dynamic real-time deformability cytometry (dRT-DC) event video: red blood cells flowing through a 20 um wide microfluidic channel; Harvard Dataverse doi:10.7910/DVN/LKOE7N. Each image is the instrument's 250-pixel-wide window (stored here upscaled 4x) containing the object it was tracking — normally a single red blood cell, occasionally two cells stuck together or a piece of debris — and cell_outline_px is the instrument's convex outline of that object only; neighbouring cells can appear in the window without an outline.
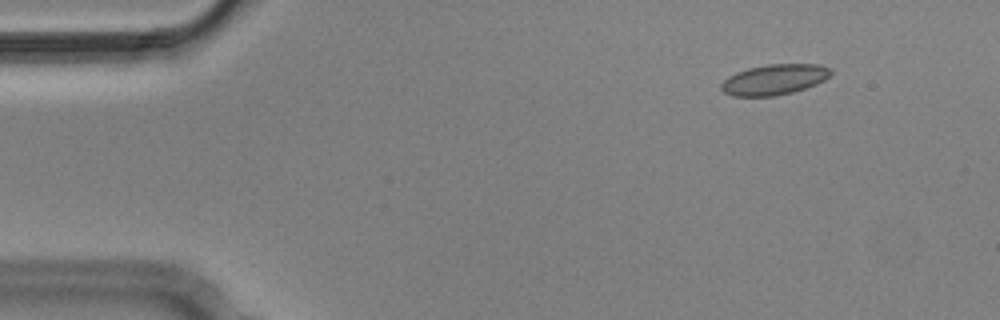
{"species": "Egyptian fruit bat (a non-hibernating species)", "species_latin": "Rousettus aegyptiacus", "temperature_condition": "cold", "stored_images_in_passage": 6, "camera_frame_rate_fps": 3000, "um_per_image_px": 0.085, "animal": {"sex": "male"}, "frame": {"image": 1, "passage_image": 2, "time_ms": 0.333, "image_size_px": [1000, 320], "cell_outline_px": [[832, 72], [824, 80], [816, 84], [792, 92], [776, 96], [732, 96], [724, 92], [720, 88], [720, 84], [728, 76], [736, 72], [748, 68], [768, 64], [820, 64], [832, 68]], "centroid_in_image_um": [65.8, 6.75], "position_along_channel_um": 19.2, "area_um2": 19.54}}
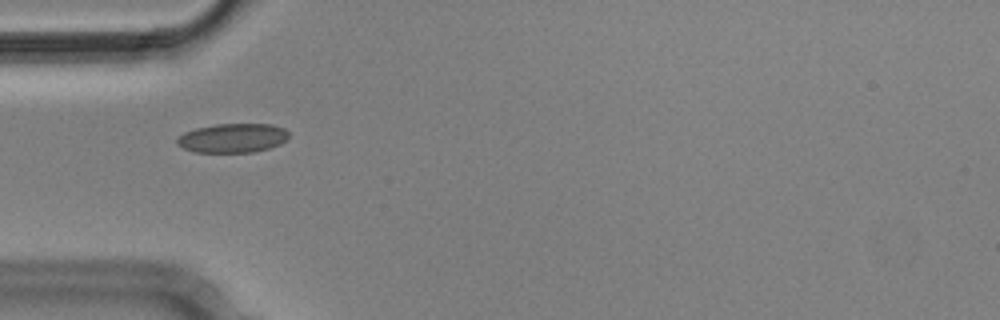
{"frame": {"image": 2, "passage_image": 5, "time_ms": 1.333, "image_size_px": [1000, 320], "cell_outline_px": [[288, 140], [280, 144], [268, 148], [252, 152], [192, 152], [176, 144], [176, 140], [184, 132], [196, 128], [216, 124], [272, 124], [284, 128], [288, 132]], "centroid_in_image_um": [19.78, 11.73], "position_along_channel_um": 65.2, "area_um2": 19.02}}
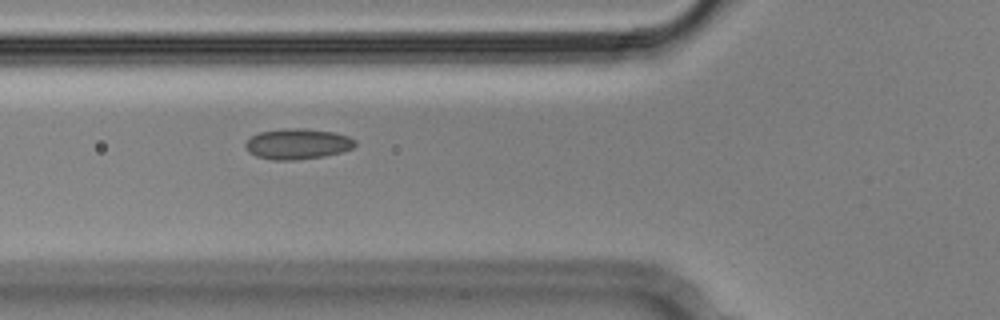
{"frame": {"image": 3, "passage_image": 6, "time_ms": 1.667, "image_size_px": [1000, 320], "cell_outline_px": [[356, 144], [352, 148], [340, 152], [324, 156], [296, 160], [272, 160], [256, 156], [248, 152], [244, 144], [252, 136], [260, 132], [284, 128], [304, 128], [332, 132], [348, 136], [356, 140]], "centroid_in_image_um": [25.28, 12.23], "position_along_channel_um": 100.5, "area_um2": 19.54}}